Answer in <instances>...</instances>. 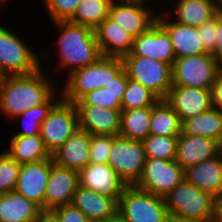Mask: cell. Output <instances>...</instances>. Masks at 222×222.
Instances as JSON below:
<instances>
[{
	"label": "cell",
	"mask_w": 222,
	"mask_h": 222,
	"mask_svg": "<svg viewBox=\"0 0 222 222\" xmlns=\"http://www.w3.org/2000/svg\"><path fill=\"white\" fill-rule=\"evenodd\" d=\"M59 222H90L88 217L72 204L64 205L52 210Z\"/></svg>",
	"instance_id": "ab89813d"
},
{
	"label": "cell",
	"mask_w": 222,
	"mask_h": 222,
	"mask_svg": "<svg viewBox=\"0 0 222 222\" xmlns=\"http://www.w3.org/2000/svg\"><path fill=\"white\" fill-rule=\"evenodd\" d=\"M113 0H82L70 22L87 26L93 30L109 17V9Z\"/></svg>",
	"instance_id": "1f68e13d"
},
{
	"label": "cell",
	"mask_w": 222,
	"mask_h": 222,
	"mask_svg": "<svg viewBox=\"0 0 222 222\" xmlns=\"http://www.w3.org/2000/svg\"><path fill=\"white\" fill-rule=\"evenodd\" d=\"M78 185V171L58 166L53 162L46 186L44 210H54L71 204Z\"/></svg>",
	"instance_id": "e0dca14e"
},
{
	"label": "cell",
	"mask_w": 222,
	"mask_h": 222,
	"mask_svg": "<svg viewBox=\"0 0 222 222\" xmlns=\"http://www.w3.org/2000/svg\"><path fill=\"white\" fill-rule=\"evenodd\" d=\"M119 1H124V2H138V3H143V4H146L147 3H150L151 1L153 0H119ZM150 1V2H149Z\"/></svg>",
	"instance_id": "681fc988"
},
{
	"label": "cell",
	"mask_w": 222,
	"mask_h": 222,
	"mask_svg": "<svg viewBox=\"0 0 222 222\" xmlns=\"http://www.w3.org/2000/svg\"><path fill=\"white\" fill-rule=\"evenodd\" d=\"M53 158L22 164L14 191L44 210V198Z\"/></svg>",
	"instance_id": "5bb4252c"
},
{
	"label": "cell",
	"mask_w": 222,
	"mask_h": 222,
	"mask_svg": "<svg viewBox=\"0 0 222 222\" xmlns=\"http://www.w3.org/2000/svg\"><path fill=\"white\" fill-rule=\"evenodd\" d=\"M7 146L4 150L21 165L52 157L45 148L41 135L12 136Z\"/></svg>",
	"instance_id": "4316f807"
},
{
	"label": "cell",
	"mask_w": 222,
	"mask_h": 222,
	"mask_svg": "<svg viewBox=\"0 0 222 222\" xmlns=\"http://www.w3.org/2000/svg\"><path fill=\"white\" fill-rule=\"evenodd\" d=\"M181 124L179 115L165 99H159L151 107L150 134L179 136L181 134Z\"/></svg>",
	"instance_id": "f1b7e54d"
},
{
	"label": "cell",
	"mask_w": 222,
	"mask_h": 222,
	"mask_svg": "<svg viewBox=\"0 0 222 222\" xmlns=\"http://www.w3.org/2000/svg\"><path fill=\"white\" fill-rule=\"evenodd\" d=\"M78 179L80 186L113 198L117 203L127 186L108 163H89L78 172Z\"/></svg>",
	"instance_id": "2e32d148"
},
{
	"label": "cell",
	"mask_w": 222,
	"mask_h": 222,
	"mask_svg": "<svg viewBox=\"0 0 222 222\" xmlns=\"http://www.w3.org/2000/svg\"><path fill=\"white\" fill-rule=\"evenodd\" d=\"M129 79L139 82L159 99H165L173 85L172 65L141 56H123Z\"/></svg>",
	"instance_id": "52a82bcc"
},
{
	"label": "cell",
	"mask_w": 222,
	"mask_h": 222,
	"mask_svg": "<svg viewBox=\"0 0 222 222\" xmlns=\"http://www.w3.org/2000/svg\"><path fill=\"white\" fill-rule=\"evenodd\" d=\"M113 135H95L90 136L89 163L106 164L109 162V155L113 144Z\"/></svg>",
	"instance_id": "8d00e7d4"
},
{
	"label": "cell",
	"mask_w": 222,
	"mask_h": 222,
	"mask_svg": "<svg viewBox=\"0 0 222 222\" xmlns=\"http://www.w3.org/2000/svg\"><path fill=\"white\" fill-rule=\"evenodd\" d=\"M221 151L222 145L212 138L181 133L177 138L175 161L185 170L217 156Z\"/></svg>",
	"instance_id": "ffe728a7"
},
{
	"label": "cell",
	"mask_w": 222,
	"mask_h": 222,
	"mask_svg": "<svg viewBox=\"0 0 222 222\" xmlns=\"http://www.w3.org/2000/svg\"><path fill=\"white\" fill-rule=\"evenodd\" d=\"M128 76L125 70H123L118 76L104 86L107 91L111 93H125Z\"/></svg>",
	"instance_id": "b9f144b4"
},
{
	"label": "cell",
	"mask_w": 222,
	"mask_h": 222,
	"mask_svg": "<svg viewBox=\"0 0 222 222\" xmlns=\"http://www.w3.org/2000/svg\"><path fill=\"white\" fill-rule=\"evenodd\" d=\"M216 50L212 53L216 59V62L219 65V68L222 69V13H217V30H216Z\"/></svg>",
	"instance_id": "7bdbcfd3"
},
{
	"label": "cell",
	"mask_w": 222,
	"mask_h": 222,
	"mask_svg": "<svg viewBox=\"0 0 222 222\" xmlns=\"http://www.w3.org/2000/svg\"><path fill=\"white\" fill-rule=\"evenodd\" d=\"M146 159L142 140L120 135L113 138L108 164L127 186H134L139 181Z\"/></svg>",
	"instance_id": "ba28073f"
},
{
	"label": "cell",
	"mask_w": 222,
	"mask_h": 222,
	"mask_svg": "<svg viewBox=\"0 0 222 222\" xmlns=\"http://www.w3.org/2000/svg\"><path fill=\"white\" fill-rule=\"evenodd\" d=\"M124 70L120 57L101 56L96 62L73 70L60 86L62 99L75 103L87 92L103 88Z\"/></svg>",
	"instance_id": "3957f363"
},
{
	"label": "cell",
	"mask_w": 222,
	"mask_h": 222,
	"mask_svg": "<svg viewBox=\"0 0 222 222\" xmlns=\"http://www.w3.org/2000/svg\"><path fill=\"white\" fill-rule=\"evenodd\" d=\"M178 136L150 134L142 140L147 158L173 160L177 151Z\"/></svg>",
	"instance_id": "d6a6232c"
},
{
	"label": "cell",
	"mask_w": 222,
	"mask_h": 222,
	"mask_svg": "<svg viewBox=\"0 0 222 222\" xmlns=\"http://www.w3.org/2000/svg\"><path fill=\"white\" fill-rule=\"evenodd\" d=\"M79 128L74 103L61 99L41 123L40 135L45 148L52 154Z\"/></svg>",
	"instance_id": "30bf717a"
},
{
	"label": "cell",
	"mask_w": 222,
	"mask_h": 222,
	"mask_svg": "<svg viewBox=\"0 0 222 222\" xmlns=\"http://www.w3.org/2000/svg\"><path fill=\"white\" fill-rule=\"evenodd\" d=\"M125 56L146 57L169 65L176 59L171 38L158 22L134 38L131 52Z\"/></svg>",
	"instance_id": "4fadbf2b"
},
{
	"label": "cell",
	"mask_w": 222,
	"mask_h": 222,
	"mask_svg": "<svg viewBox=\"0 0 222 222\" xmlns=\"http://www.w3.org/2000/svg\"><path fill=\"white\" fill-rule=\"evenodd\" d=\"M219 70L212 53L177 58L172 65L173 85L210 89Z\"/></svg>",
	"instance_id": "9c48e42d"
},
{
	"label": "cell",
	"mask_w": 222,
	"mask_h": 222,
	"mask_svg": "<svg viewBox=\"0 0 222 222\" xmlns=\"http://www.w3.org/2000/svg\"><path fill=\"white\" fill-rule=\"evenodd\" d=\"M94 222H125V221L122 218V216L118 212H116L113 216L109 218L94 221Z\"/></svg>",
	"instance_id": "bcb514c9"
},
{
	"label": "cell",
	"mask_w": 222,
	"mask_h": 222,
	"mask_svg": "<svg viewBox=\"0 0 222 222\" xmlns=\"http://www.w3.org/2000/svg\"><path fill=\"white\" fill-rule=\"evenodd\" d=\"M216 30H217V15L205 22L203 25L197 27L198 34L202 39L204 48L213 53L216 50Z\"/></svg>",
	"instance_id": "f35d334b"
},
{
	"label": "cell",
	"mask_w": 222,
	"mask_h": 222,
	"mask_svg": "<svg viewBox=\"0 0 222 222\" xmlns=\"http://www.w3.org/2000/svg\"><path fill=\"white\" fill-rule=\"evenodd\" d=\"M57 31L56 49H59V68L69 75L73 70L86 67L96 62L101 56V51L92 28L75 24L69 20L53 22ZM60 58V59H59Z\"/></svg>",
	"instance_id": "7a4b0ae2"
},
{
	"label": "cell",
	"mask_w": 222,
	"mask_h": 222,
	"mask_svg": "<svg viewBox=\"0 0 222 222\" xmlns=\"http://www.w3.org/2000/svg\"><path fill=\"white\" fill-rule=\"evenodd\" d=\"M4 25L0 24V73L3 76L30 74L44 66L40 54L34 52L23 37Z\"/></svg>",
	"instance_id": "5b68a950"
},
{
	"label": "cell",
	"mask_w": 222,
	"mask_h": 222,
	"mask_svg": "<svg viewBox=\"0 0 222 222\" xmlns=\"http://www.w3.org/2000/svg\"><path fill=\"white\" fill-rule=\"evenodd\" d=\"M151 107L121 111L119 135L132 140H143L150 135Z\"/></svg>",
	"instance_id": "4dcf8cb0"
},
{
	"label": "cell",
	"mask_w": 222,
	"mask_h": 222,
	"mask_svg": "<svg viewBox=\"0 0 222 222\" xmlns=\"http://www.w3.org/2000/svg\"><path fill=\"white\" fill-rule=\"evenodd\" d=\"M90 136V133L78 128L51 154L53 162L78 172L82 170L89 164Z\"/></svg>",
	"instance_id": "44dd1931"
},
{
	"label": "cell",
	"mask_w": 222,
	"mask_h": 222,
	"mask_svg": "<svg viewBox=\"0 0 222 222\" xmlns=\"http://www.w3.org/2000/svg\"><path fill=\"white\" fill-rule=\"evenodd\" d=\"M71 204L79 208L90 222L113 216L117 212L118 203L108 196L93 190L77 186Z\"/></svg>",
	"instance_id": "cb8c5ba5"
},
{
	"label": "cell",
	"mask_w": 222,
	"mask_h": 222,
	"mask_svg": "<svg viewBox=\"0 0 222 222\" xmlns=\"http://www.w3.org/2000/svg\"><path fill=\"white\" fill-rule=\"evenodd\" d=\"M45 66L30 74L6 75L0 82V112L9 120L32 107L45 103L60 81L53 79ZM52 78V79H50ZM59 83V84H58Z\"/></svg>",
	"instance_id": "6da1fadb"
},
{
	"label": "cell",
	"mask_w": 222,
	"mask_h": 222,
	"mask_svg": "<svg viewBox=\"0 0 222 222\" xmlns=\"http://www.w3.org/2000/svg\"><path fill=\"white\" fill-rule=\"evenodd\" d=\"M20 168L21 164L6 150L0 151V195L14 191Z\"/></svg>",
	"instance_id": "d590c367"
},
{
	"label": "cell",
	"mask_w": 222,
	"mask_h": 222,
	"mask_svg": "<svg viewBox=\"0 0 222 222\" xmlns=\"http://www.w3.org/2000/svg\"><path fill=\"white\" fill-rule=\"evenodd\" d=\"M216 5L217 11L222 13V0H213Z\"/></svg>",
	"instance_id": "c3c4849f"
},
{
	"label": "cell",
	"mask_w": 222,
	"mask_h": 222,
	"mask_svg": "<svg viewBox=\"0 0 222 222\" xmlns=\"http://www.w3.org/2000/svg\"><path fill=\"white\" fill-rule=\"evenodd\" d=\"M184 178V170L173 160L147 158L135 187L164 197Z\"/></svg>",
	"instance_id": "8fae6325"
},
{
	"label": "cell",
	"mask_w": 222,
	"mask_h": 222,
	"mask_svg": "<svg viewBox=\"0 0 222 222\" xmlns=\"http://www.w3.org/2000/svg\"><path fill=\"white\" fill-rule=\"evenodd\" d=\"M147 6L138 2L113 0L109 9V18L135 38L157 22L158 12Z\"/></svg>",
	"instance_id": "7c38bea8"
},
{
	"label": "cell",
	"mask_w": 222,
	"mask_h": 222,
	"mask_svg": "<svg viewBox=\"0 0 222 222\" xmlns=\"http://www.w3.org/2000/svg\"><path fill=\"white\" fill-rule=\"evenodd\" d=\"M124 93H111L106 88H97L83 95L75 105H95L114 110H122Z\"/></svg>",
	"instance_id": "e575fe53"
},
{
	"label": "cell",
	"mask_w": 222,
	"mask_h": 222,
	"mask_svg": "<svg viewBox=\"0 0 222 222\" xmlns=\"http://www.w3.org/2000/svg\"><path fill=\"white\" fill-rule=\"evenodd\" d=\"M177 1V2H176ZM170 18L180 24L199 27L217 15L213 0H176ZM175 13V14H174ZM176 17V18H175Z\"/></svg>",
	"instance_id": "d4e9b609"
},
{
	"label": "cell",
	"mask_w": 222,
	"mask_h": 222,
	"mask_svg": "<svg viewBox=\"0 0 222 222\" xmlns=\"http://www.w3.org/2000/svg\"><path fill=\"white\" fill-rule=\"evenodd\" d=\"M165 101L179 115L181 123L213 107L209 89L182 85H172Z\"/></svg>",
	"instance_id": "9a60e30c"
},
{
	"label": "cell",
	"mask_w": 222,
	"mask_h": 222,
	"mask_svg": "<svg viewBox=\"0 0 222 222\" xmlns=\"http://www.w3.org/2000/svg\"><path fill=\"white\" fill-rule=\"evenodd\" d=\"M79 128L95 135L118 136L121 111L95 105H75Z\"/></svg>",
	"instance_id": "d6986e66"
},
{
	"label": "cell",
	"mask_w": 222,
	"mask_h": 222,
	"mask_svg": "<svg viewBox=\"0 0 222 222\" xmlns=\"http://www.w3.org/2000/svg\"><path fill=\"white\" fill-rule=\"evenodd\" d=\"M82 0H43L41 5L47 8L48 16L52 22L69 20L77 10Z\"/></svg>",
	"instance_id": "74e56055"
},
{
	"label": "cell",
	"mask_w": 222,
	"mask_h": 222,
	"mask_svg": "<svg viewBox=\"0 0 222 222\" xmlns=\"http://www.w3.org/2000/svg\"><path fill=\"white\" fill-rule=\"evenodd\" d=\"M171 222H216V221L171 219Z\"/></svg>",
	"instance_id": "7dc6e473"
},
{
	"label": "cell",
	"mask_w": 222,
	"mask_h": 222,
	"mask_svg": "<svg viewBox=\"0 0 222 222\" xmlns=\"http://www.w3.org/2000/svg\"><path fill=\"white\" fill-rule=\"evenodd\" d=\"M2 77H3V75L0 73V82H1Z\"/></svg>",
	"instance_id": "f907efd6"
},
{
	"label": "cell",
	"mask_w": 222,
	"mask_h": 222,
	"mask_svg": "<svg viewBox=\"0 0 222 222\" xmlns=\"http://www.w3.org/2000/svg\"><path fill=\"white\" fill-rule=\"evenodd\" d=\"M209 90L213 108L222 112V69L218 71Z\"/></svg>",
	"instance_id": "60d3db41"
},
{
	"label": "cell",
	"mask_w": 222,
	"mask_h": 222,
	"mask_svg": "<svg viewBox=\"0 0 222 222\" xmlns=\"http://www.w3.org/2000/svg\"><path fill=\"white\" fill-rule=\"evenodd\" d=\"M159 98L139 82L128 78L122 99V110L152 107Z\"/></svg>",
	"instance_id": "836d02e7"
},
{
	"label": "cell",
	"mask_w": 222,
	"mask_h": 222,
	"mask_svg": "<svg viewBox=\"0 0 222 222\" xmlns=\"http://www.w3.org/2000/svg\"><path fill=\"white\" fill-rule=\"evenodd\" d=\"M117 212L125 222H171L164 197L126 186L118 201Z\"/></svg>",
	"instance_id": "8992f818"
},
{
	"label": "cell",
	"mask_w": 222,
	"mask_h": 222,
	"mask_svg": "<svg viewBox=\"0 0 222 222\" xmlns=\"http://www.w3.org/2000/svg\"><path fill=\"white\" fill-rule=\"evenodd\" d=\"M94 32L102 56L122 58L131 52L134 38L109 17Z\"/></svg>",
	"instance_id": "603a6c76"
},
{
	"label": "cell",
	"mask_w": 222,
	"mask_h": 222,
	"mask_svg": "<svg viewBox=\"0 0 222 222\" xmlns=\"http://www.w3.org/2000/svg\"><path fill=\"white\" fill-rule=\"evenodd\" d=\"M171 219L216 220V198L183 178L164 196Z\"/></svg>",
	"instance_id": "277c9868"
},
{
	"label": "cell",
	"mask_w": 222,
	"mask_h": 222,
	"mask_svg": "<svg viewBox=\"0 0 222 222\" xmlns=\"http://www.w3.org/2000/svg\"><path fill=\"white\" fill-rule=\"evenodd\" d=\"M41 210L16 191L0 195V222H34Z\"/></svg>",
	"instance_id": "484cf974"
},
{
	"label": "cell",
	"mask_w": 222,
	"mask_h": 222,
	"mask_svg": "<svg viewBox=\"0 0 222 222\" xmlns=\"http://www.w3.org/2000/svg\"><path fill=\"white\" fill-rule=\"evenodd\" d=\"M216 222H222V195L216 199Z\"/></svg>",
	"instance_id": "f6af8a7d"
},
{
	"label": "cell",
	"mask_w": 222,
	"mask_h": 222,
	"mask_svg": "<svg viewBox=\"0 0 222 222\" xmlns=\"http://www.w3.org/2000/svg\"><path fill=\"white\" fill-rule=\"evenodd\" d=\"M181 133L212 138L222 145V112L216 108L200 113L181 124Z\"/></svg>",
	"instance_id": "83f0119b"
},
{
	"label": "cell",
	"mask_w": 222,
	"mask_h": 222,
	"mask_svg": "<svg viewBox=\"0 0 222 222\" xmlns=\"http://www.w3.org/2000/svg\"><path fill=\"white\" fill-rule=\"evenodd\" d=\"M184 178L216 199L222 195V151L184 170Z\"/></svg>",
	"instance_id": "7402d4cb"
},
{
	"label": "cell",
	"mask_w": 222,
	"mask_h": 222,
	"mask_svg": "<svg viewBox=\"0 0 222 222\" xmlns=\"http://www.w3.org/2000/svg\"><path fill=\"white\" fill-rule=\"evenodd\" d=\"M58 89V93H54L45 103L32 107L29 110L24 111L20 115L16 116L12 120L18 121L22 126L20 130H16V133L11 136H34L40 135L41 123L47 117L51 109L62 99V92Z\"/></svg>",
	"instance_id": "f546056e"
},
{
	"label": "cell",
	"mask_w": 222,
	"mask_h": 222,
	"mask_svg": "<svg viewBox=\"0 0 222 222\" xmlns=\"http://www.w3.org/2000/svg\"><path fill=\"white\" fill-rule=\"evenodd\" d=\"M163 13L157 15V22L167 31L171 38L175 58L185 56H194L209 53L202 43L197 27L180 24L168 15V12L163 10ZM166 13V14H165Z\"/></svg>",
	"instance_id": "ac0fdd59"
},
{
	"label": "cell",
	"mask_w": 222,
	"mask_h": 222,
	"mask_svg": "<svg viewBox=\"0 0 222 222\" xmlns=\"http://www.w3.org/2000/svg\"><path fill=\"white\" fill-rule=\"evenodd\" d=\"M34 222H59V220L52 210H41Z\"/></svg>",
	"instance_id": "ee69618b"
}]
</instances>
